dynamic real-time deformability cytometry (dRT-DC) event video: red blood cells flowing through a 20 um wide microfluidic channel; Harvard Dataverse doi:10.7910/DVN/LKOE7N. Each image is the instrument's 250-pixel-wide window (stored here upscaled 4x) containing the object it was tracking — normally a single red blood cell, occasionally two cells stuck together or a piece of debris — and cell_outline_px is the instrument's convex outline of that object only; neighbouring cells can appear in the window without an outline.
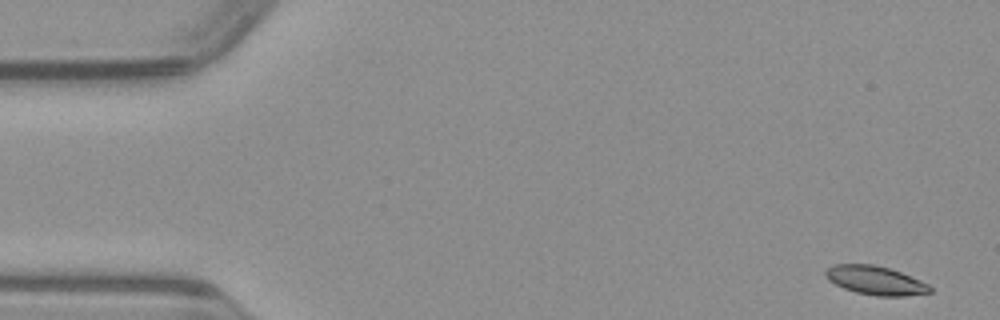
{"species": "common noctule bat (a hibernating species)", "species_latin": "Nyctalus noctula", "temperature_condition": "warm", "stored_images_in_passage": 48, "camera_frame_rate_fps": 3000, "um_per_image_px": 0.085, "animal": {"sex": "male", "body_mass_g": 23.1, "forearm_length_mm": 52.7}, "frame": {"image": 1, "passage_image": 1, "time_ms": 0.0, "image_size_px": [1000, 320], "cell_outline_px": [[932, 292], [904, 296], [876, 296], [856, 292], [844, 288], [828, 280], [824, 276], [824, 272], [832, 264], [872, 264], [888, 268], [900, 272], [920, 280], [928, 284], [932, 288]], "centroid_in_image_um": [74.39, 23.83], "position_along_channel_um": 10.6, "area_um2": 17.46}}
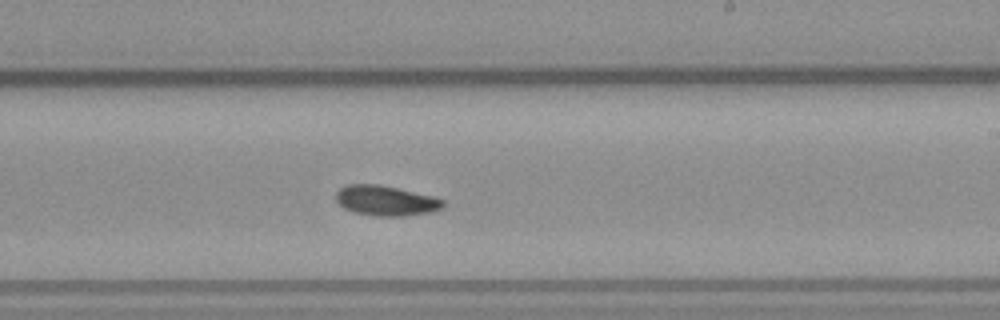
{"frame": {"image": 2, "passage_image": 28, "time_ms": 9.0, "image_size_px": [1000, 320], "cell_outline_px": [[444, 204], [440, 208], [428, 212], [404, 216], [376, 216], [352, 212], [344, 208], [336, 200], [336, 192], [340, 188], [348, 184], [376, 184], [396, 188], [432, 196], [444, 200]], "centroid_in_image_um": [32.74, 17.06], "position_along_channel_um": 256.3, "area_um2": 18.55}}
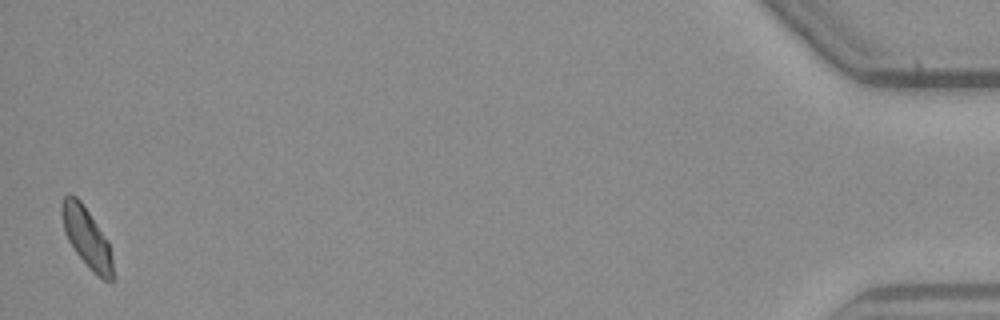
{"frame": {"image": 3, "passage_image": 48, "time_ms": 15.667, "image_size_px": [1000, 320], "cell_outline_px": [[116, 276], [112, 280], [104, 280], [76, 252], [68, 240], [64, 232], [60, 212], [60, 204], [64, 196], [68, 192], [76, 196], [80, 200], [108, 240], [112, 256]], "centroid_in_image_um": [7.37, 20.13], "position_along_channel_um": 427.8, "area_um2": 17.8}}